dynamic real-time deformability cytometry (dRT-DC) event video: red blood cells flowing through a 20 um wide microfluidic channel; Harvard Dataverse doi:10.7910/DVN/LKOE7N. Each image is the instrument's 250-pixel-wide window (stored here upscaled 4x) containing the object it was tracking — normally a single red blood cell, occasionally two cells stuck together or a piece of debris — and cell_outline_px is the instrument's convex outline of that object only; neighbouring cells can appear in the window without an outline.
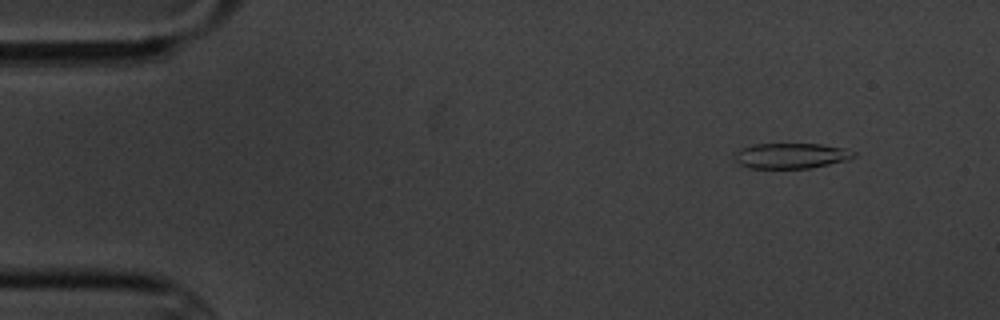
{"species": "common noctule bat (a hibernating species)", "species_latin": "Nyctalus noctula", "temperature_condition": "cold", "stored_images_in_passage": 4, "camera_frame_rate_fps": 3000, "um_per_image_px": 0.085, "animal": {"sex": "male", "body_mass_g": 20.1, "forearm_length_mm": 53.5}, "frame": {"image": 1, "passage_image": 1, "time_ms": 0.0, "image_size_px": [1000, 320], "cell_outline_px": [[856, 156], [848, 160], [812, 168], [748, 168], [740, 164], [736, 160], [736, 152], [740, 148], [752, 144], [820, 144], [844, 148], [856, 152]], "centroid_in_image_um": [67.27, 13.24], "position_along_channel_um": 17.7, "area_um2": 17.69}}
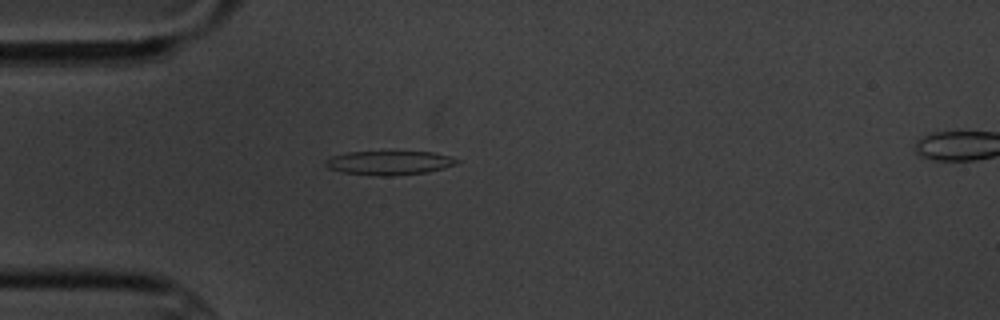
{"frame": {"image": 2, "passage_image": 3, "time_ms": 3.333, "image_size_px": [1000, 320], "cell_outline_px": [[460, 160], [456, 164], [444, 168], [428, 172], [392, 176], [380, 176], [344, 172], [328, 168], [324, 164], [324, 160], [332, 156], [348, 152], [432, 152], [448, 156]], "centroid_in_image_um": [33.07, 13.84], "position_along_channel_um": 51.9, "area_um2": 18.26}}